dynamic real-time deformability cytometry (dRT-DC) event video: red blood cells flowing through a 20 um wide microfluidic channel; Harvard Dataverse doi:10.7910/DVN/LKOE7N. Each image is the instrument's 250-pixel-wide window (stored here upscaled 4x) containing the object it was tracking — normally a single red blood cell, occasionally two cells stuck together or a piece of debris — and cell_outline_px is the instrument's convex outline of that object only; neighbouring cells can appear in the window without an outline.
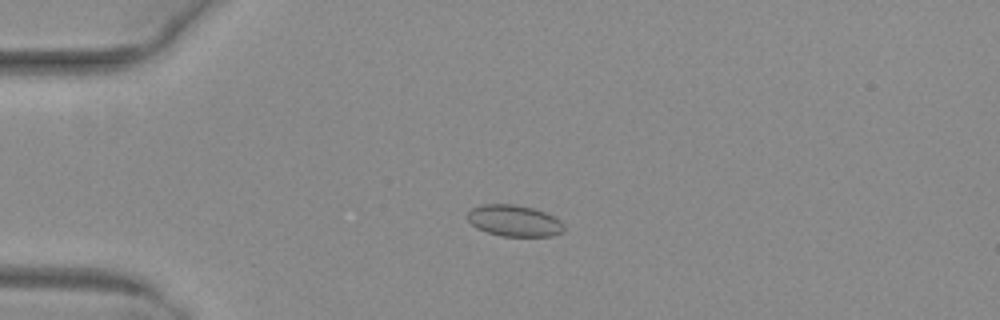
{"species": "common noctule bat (a hibernating species)", "species_latin": "Nyctalus noctula", "temperature_condition": "warm", "stored_images_in_passage": 44, "camera_frame_rate_fps": 3000, "um_per_image_px": 0.085, "animal": {"sex": "female", "body_mass_g": 29.2, "forearm_length_mm": 56.3}, "frame": {"image": 1, "passage_image": 5, "time_ms": 1.333, "image_size_px": [1000, 320], "cell_outline_px": [[564, 232], [552, 236], [504, 236], [488, 232], [476, 228], [468, 220], [468, 212], [472, 208], [480, 204], [516, 204], [532, 208], [544, 212], [560, 220], [564, 224]], "centroid_in_image_um": [43.71, 18.76], "position_along_channel_um": 41.3, "area_um2": 17.63}}
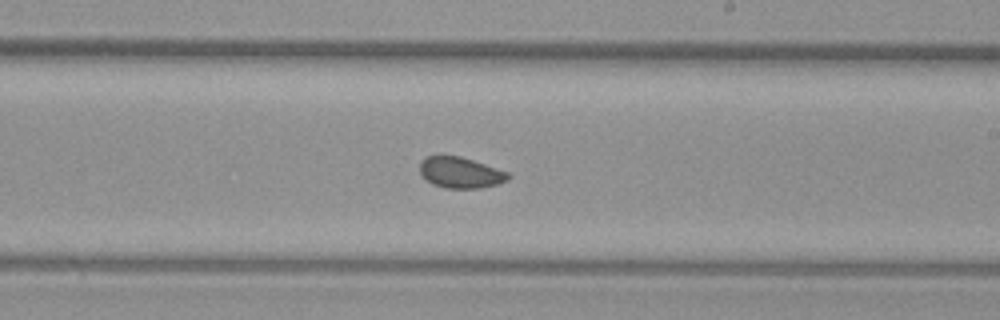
{"frame": {"image": 2, "passage_image": 23, "time_ms": 7.333, "image_size_px": [1000, 320], "cell_outline_px": [[512, 176], [508, 180], [496, 184], [480, 188], [444, 188], [432, 184], [420, 176], [420, 160], [428, 156], [460, 156], [508, 172]], "centroid_in_image_um": [39.11, 14.68], "position_along_channel_um": 249.9, "area_um2": 15.95}}
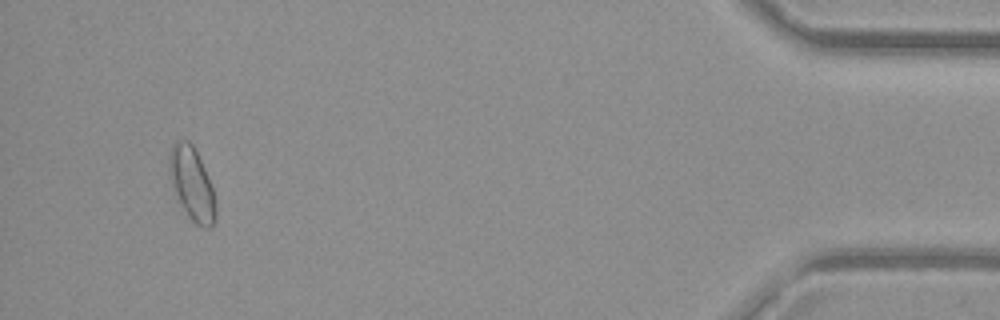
{"frame": {"image": 3, "passage_image": 41, "time_ms": 13.333, "image_size_px": [1000, 320], "cell_outline_px": [[216, 216], [212, 224], [208, 228], [204, 228], [196, 224], [188, 216], [176, 200], [168, 176], [168, 152], [172, 144], [176, 140], [188, 140], [192, 144], [204, 168], [212, 188], [216, 204]], "centroid_in_image_um": [16.25, 15.62], "position_along_channel_um": 419.0, "area_um2": 20.06}, "authors_computed_cell_mechanics": {"area_um2": 16.7331, "velocity_mm_per_s": 4.0248, "shape_relaxation_time_tau1_ms": 3.7222, "shape_relaxation_time_tau2_ms": 1.9966, "deformation_change_tau1": 0.053, "deformation_change_tau2": 0.0611}}